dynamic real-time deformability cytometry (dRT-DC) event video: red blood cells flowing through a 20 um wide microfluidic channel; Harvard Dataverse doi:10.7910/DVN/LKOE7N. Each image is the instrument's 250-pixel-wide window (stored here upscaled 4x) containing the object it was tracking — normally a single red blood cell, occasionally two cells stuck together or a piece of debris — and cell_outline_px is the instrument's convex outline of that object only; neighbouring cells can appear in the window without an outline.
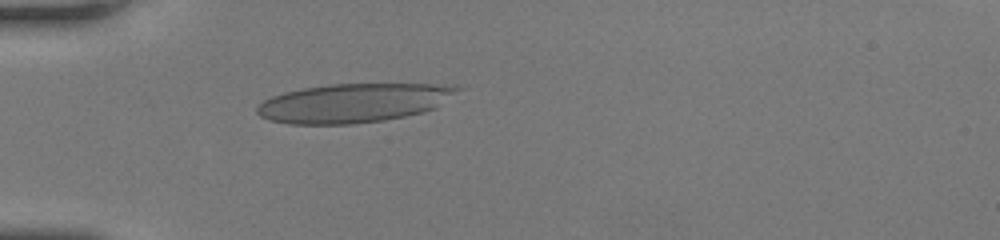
{"species": "human", "species_latin": "Homo sapiens", "temperature_condition": "room temperature", "stored_images_in_passage": 35, "camera_frame_rate_fps": 3000, "um_per_image_px": 0.085, "donor": {"sex": "female"}, "frame": {"image": 1, "passage_image": 1, "time_ms": 0.0, "image_size_px": [1000, 240], "cell_outline_px": [[464, 88], [436, 108], [424, 112], [384, 120], [352, 124], [288, 124], [268, 120], [260, 116], [256, 112], [256, 108], [264, 100], [272, 96], [284, 92], [300, 88], [328, 84], [460, 84]], "centroid_in_image_um": [30.1, 8.74], "position_along_channel_um": 54.9, "area_um2": 45.95}}
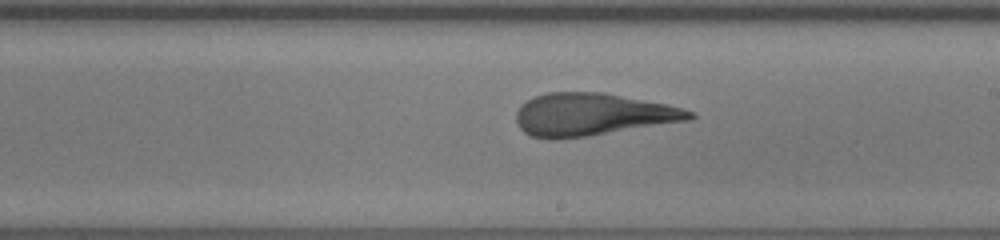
{"frame": {"image": 2, "passage_image": 15, "time_ms": 4.667, "image_size_px": [1000, 240], "cell_outline_px": [[696, 116], [688, 120], [588, 136], [560, 140], [548, 140], [532, 136], [524, 132], [520, 128], [516, 120], [516, 112], [520, 104], [536, 96], [548, 92], [604, 92], [664, 104], [696, 112]], "centroid_in_image_um": [50.29, 9.74], "position_along_channel_um": 238.7, "area_um2": 42.89}}
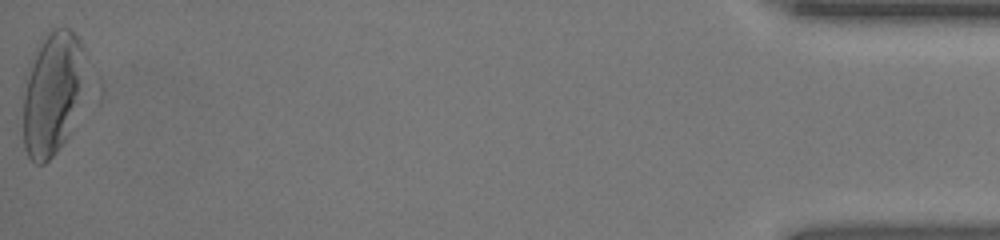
{"frame": {"image": 3, "passage_image": 35, "time_ms": 11.333, "image_size_px": [1000, 240], "cell_outline_px": [[84, 56], [68, 136], [56, 152], [44, 164], [36, 164], [28, 156], [24, 148], [24, 92], [36, 56], [48, 32], [52, 28], [68, 28], [76, 36], [84, 48]], "centroid_in_image_um": [4.4, 7.99], "position_along_channel_um": 430.8, "area_um2": 41.79}, "authors_computed_cell_mechanics": {"area_um2": 42.7142, "velocity_mm_per_s": 4.251, "shape_relaxation_time_tau1_ms": 10.9385, "shape_relaxation_time_tau2_ms": 1.1392, "deformation_change_tau1": 0.3699, "deformation_change_tau2": 0.1043}}